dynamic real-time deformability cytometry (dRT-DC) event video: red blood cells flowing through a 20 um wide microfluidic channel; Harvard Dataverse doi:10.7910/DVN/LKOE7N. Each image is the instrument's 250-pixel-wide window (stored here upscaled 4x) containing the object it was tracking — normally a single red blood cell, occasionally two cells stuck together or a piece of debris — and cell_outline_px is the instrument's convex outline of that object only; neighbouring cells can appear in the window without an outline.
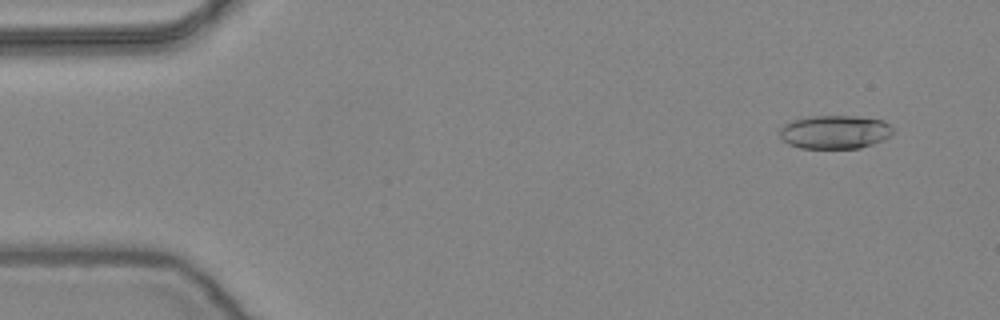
{"species": "common noctule bat (a hibernating species)", "species_latin": "Nyctalus noctula", "temperature_condition": "warm", "stored_images_in_passage": 52, "camera_frame_rate_fps": 3000, "um_per_image_px": 0.085, "animal": {"sex": "female", "body_mass_g": 24.6, "forearm_length_mm": 56.2}, "frame": {"image": 1, "passage_image": 4, "time_ms": 1.0, "image_size_px": [1000, 320], "cell_outline_px": [[892, 136], [872, 144], [860, 148], [800, 148], [788, 144], [780, 136], [780, 128], [784, 124], [792, 120], [812, 116], [856, 116], [884, 120], [892, 128]], "centroid_in_image_um": [70.96, 11.22], "position_along_channel_um": 14.0, "area_um2": 22.14}}
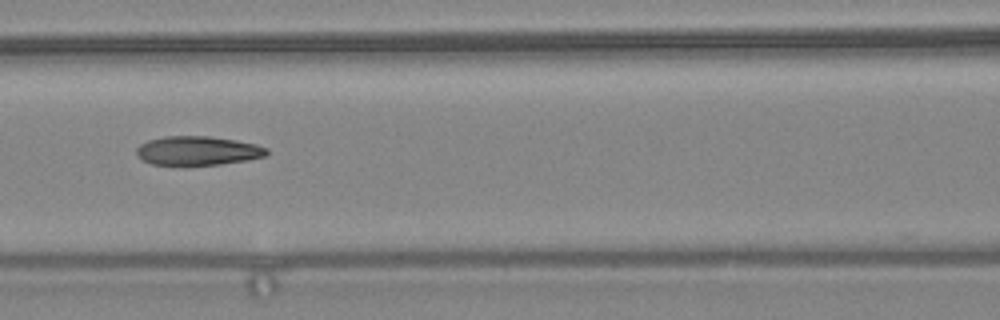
{"frame": {"image": 2, "passage_image": 23, "time_ms": 7.333, "image_size_px": [1000, 320], "cell_outline_px": [[268, 156], [248, 160], [220, 164], [188, 168], [184, 168], [152, 164], [144, 160], [136, 152], [136, 148], [140, 144], [148, 140], [164, 136], [208, 136], [236, 140], [256, 144], [268, 148]], "centroid_in_image_um": [16.81, 12.85], "position_along_channel_um": 149.8, "area_um2": 22.89}}
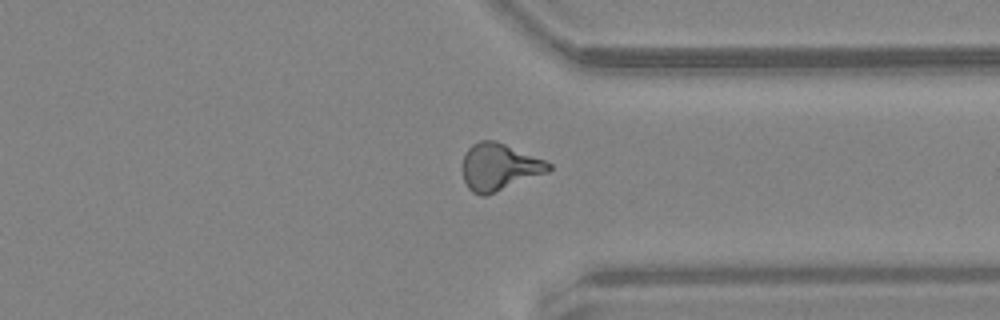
{"frame": {"image": 3, "passage_image": 40, "time_ms": 13.0, "image_size_px": [1000, 320], "cell_outline_px": [[552, 168], [548, 172], [496, 192], [484, 196], [480, 196], [472, 192], [468, 188], [464, 180], [460, 168], [464, 156], [468, 148], [472, 144], [480, 140], [496, 140], [544, 160], [552, 164]], "centroid_in_image_um": [42.39, 14.19], "position_along_channel_um": 369.0, "area_um2": 23.76}, "authors_computed_cell_mechanics": {"area_um2": 22.4842, "velocity_mm_per_s": 3.9034, "shape_relaxation_time_tau1_ms": null, "shape_relaxation_time_tau2_ms": 3.0947, "deformation_change_tau1": null, "deformation_change_tau2": 0.1239}}